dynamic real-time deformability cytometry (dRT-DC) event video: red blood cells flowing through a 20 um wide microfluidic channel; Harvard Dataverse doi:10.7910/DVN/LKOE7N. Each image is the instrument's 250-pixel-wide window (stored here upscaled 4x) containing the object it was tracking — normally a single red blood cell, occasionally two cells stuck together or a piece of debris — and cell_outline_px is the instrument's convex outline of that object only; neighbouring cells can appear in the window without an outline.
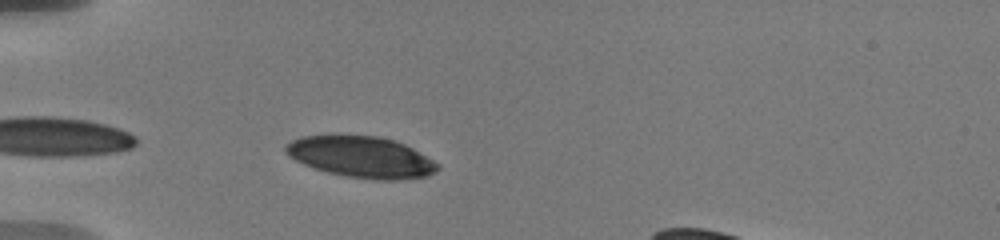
{"species": "human", "species_latin": "Homo sapiens", "temperature_condition": "warm", "stored_images_in_passage": 16, "camera_frame_rate_fps": 3000, "um_per_image_px": 0.085, "donor": {"sex": "male"}, "frame": {"image": 1, "passage_image": 1, "time_ms": 0.0, "image_size_px": [1000, 240], "cell_outline_px": [[440, 168], [436, 172], [428, 176], [396, 180], [380, 180], [348, 176], [328, 172], [312, 168], [288, 156], [284, 152], [284, 144], [300, 136], [380, 136], [396, 140], [412, 148], [440, 164]], "centroid_in_image_um": [30.71, 13.35], "position_along_channel_um": 54.3, "area_um2": 36.47}}
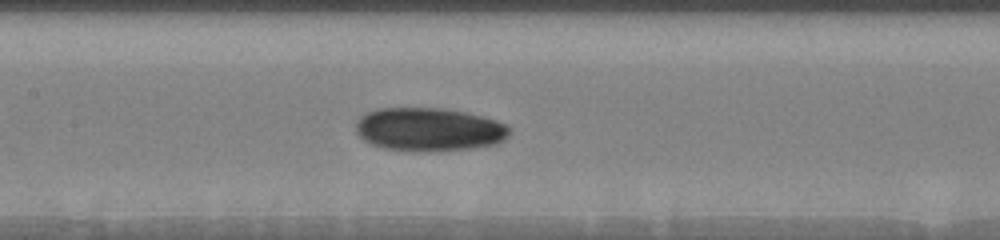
{"frame": {"image": 2, "passage_image": 6, "time_ms": 3.667, "image_size_px": [1000, 240], "cell_outline_px": [[512, 132], [504, 140], [496, 144], [472, 148], [432, 152], [416, 152], [384, 148], [372, 144], [364, 140], [356, 132], [356, 120], [364, 112], [376, 108], [444, 108], [464, 112], [496, 120], [508, 124], [512, 128]], "centroid_in_image_um": [36.47, 11.01], "position_along_channel_um": 170.9, "area_um2": 39.48}}
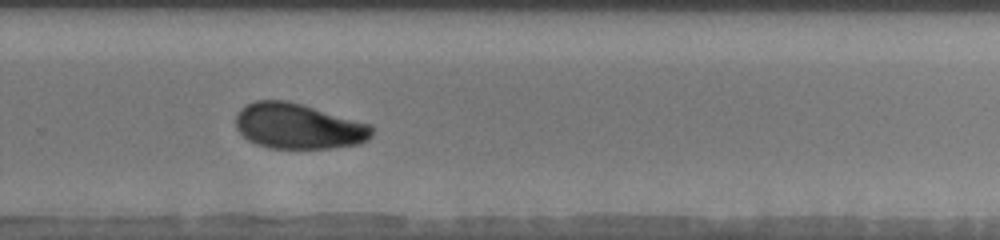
{"frame": {"image": 3, "passage_image": 14, "time_ms": 7.333, "image_size_px": [1000, 240], "cell_outline_px": [[372, 136], [368, 140], [356, 144], [332, 148], [268, 148], [256, 144], [248, 140], [236, 128], [236, 112], [240, 108], [256, 100], [288, 100], [304, 104], [372, 124]], "centroid_in_image_um": [25.36, 10.71], "position_along_channel_um": 304.4, "area_um2": 36.41}}